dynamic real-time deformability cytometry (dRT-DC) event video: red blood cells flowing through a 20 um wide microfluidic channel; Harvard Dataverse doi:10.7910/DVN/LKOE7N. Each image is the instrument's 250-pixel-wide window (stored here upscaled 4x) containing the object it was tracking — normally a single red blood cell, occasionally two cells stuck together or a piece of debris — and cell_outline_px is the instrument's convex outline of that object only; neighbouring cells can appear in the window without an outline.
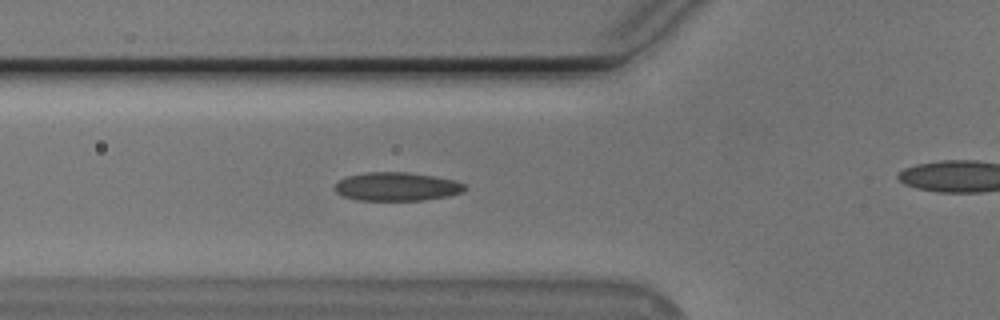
{"species": "Egyptian fruit bat (a non-hibernating species)", "species_latin": "Rousettus aegyptiacus", "temperature_condition": "cold", "stored_images_in_passage": 41, "camera_frame_rate_fps": 3000, "um_per_image_px": 0.085, "animal": {"sex": "male"}, "frame": {"image": 1, "passage_image": 16, "time_ms": 5.0, "image_size_px": [1000, 320], "cell_outline_px": [[468, 188], [464, 192], [448, 196], [424, 200], [356, 200], [344, 196], [336, 192], [332, 188], [336, 180], [344, 176], [364, 172], [408, 172], [436, 176], [456, 180], [464, 184]], "centroid_in_image_um": [33.7, 15.85], "position_along_channel_um": 92.1, "area_um2": 22.14}}
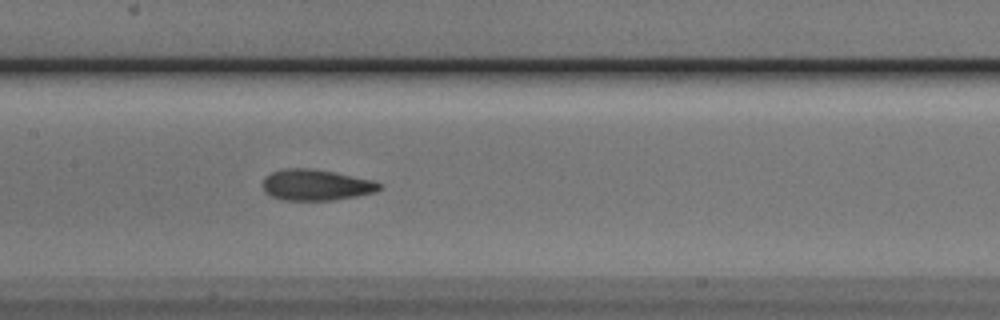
{"frame": {"image": 2, "passage_image": 23, "time_ms": 7.333, "image_size_px": [1000, 320], "cell_outline_px": [[384, 188], [376, 192], [356, 196], [332, 200], [280, 200], [264, 192], [264, 176], [272, 172], [284, 168], [308, 168], [332, 172], [376, 180]], "centroid_in_image_um": [26.89, 15.72], "position_along_channel_um": 180.5, "area_um2": 21.15}}
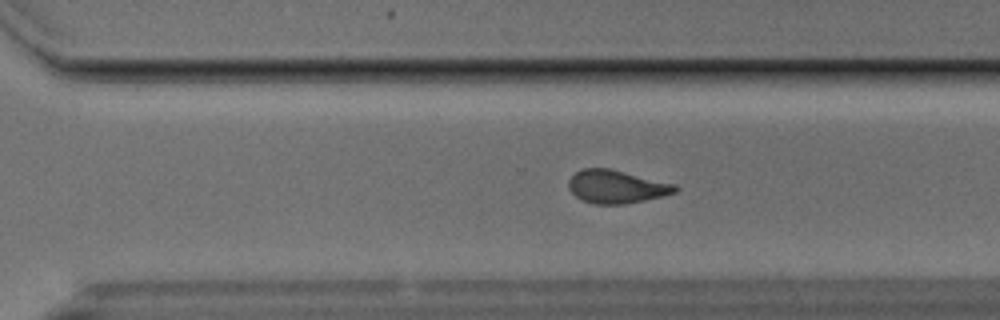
{"frame": {"image": 3, "passage_image": 34, "time_ms": 11.0, "image_size_px": [1000, 320], "cell_outline_px": [[680, 188], [676, 192], [664, 196], [624, 204], [596, 204], [580, 200], [568, 188], [568, 180], [576, 172], [584, 168], [608, 168], [676, 184]], "centroid_in_image_um": [52.41, 15.87], "position_along_channel_um": 318.2, "area_um2": 20.58}}